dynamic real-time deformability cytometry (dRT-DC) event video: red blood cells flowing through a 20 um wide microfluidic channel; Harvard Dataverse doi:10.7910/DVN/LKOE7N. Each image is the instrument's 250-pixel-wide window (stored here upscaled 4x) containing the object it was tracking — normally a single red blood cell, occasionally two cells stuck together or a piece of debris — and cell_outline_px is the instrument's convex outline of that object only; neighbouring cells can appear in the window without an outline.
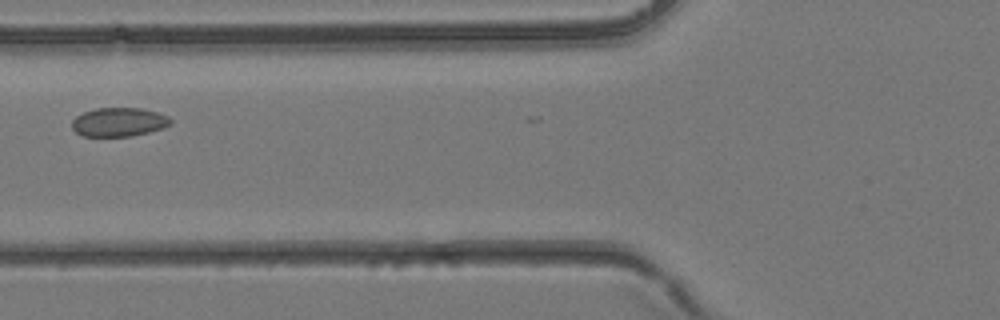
{"species": "common noctule bat (a hibernating species)", "species_latin": "Nyctalus noctula", "temperature_condition": "room temperature", "stored_images_in_passage": 2, "camera_frame_rate_fps": 3000, "um_per_image_px": 0.085, "animal": {"sex": "female", "body_mass_g": 24.6, "forearm_length_mm": 56.2}, "frame": {"image": 1, "passage_image": 2, "time_ms": 0.333, "image_size_px": [1000, 320], "cell_outline_px": [[172, 124], [164, 128], [132, 136], [84, 136], [76, 132], [72, 128], [72, 120], [76, 116], [84, 112], [96, 108], [140, 108], [156, 112], [168, 116], [172, 120]], "centroid_in_image_um": [10.12, 10.37], "position_along_channel_um": 115.7, "area_um2": 16.59}}